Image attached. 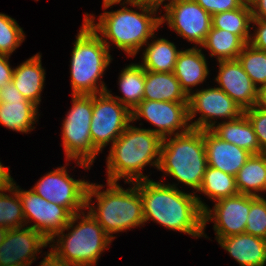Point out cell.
I'll return each instance as SVG.
<instances>
[{"mask_svg":"<svg viewBox=\"0 0 266 266\" xmlns=\"http://www.w3.org/2000/svg\"><path fill=\"white\" fill-rule=\"evenodd\" d=\"M245 3H251L252 2V0H243Z\"/></svg>","mask_w":266,"mask_h":266,"instance_id":"cell-47","label":"cell"},{"mask_svg":"<svg viewBox=\"0 0 266 266\" xmlns=\"http://www.w3.org/2000/svg\"><path fill=\"white\" fill-rule=\"evenodd\" d=\"M252 18L266 20V0H252Z\"/></svg>","mask_w":266,"mask_h":266,"instance_id":"cell-40","label":"cell"},{"mask_svg":"<svg viewBox=\"0 0 266 266\" xmlns=\"http://www.w3.org/2000/svg\"><path fill=\"white\" fill-rule=\"evenodd\" d=\"M141 117L157 127L149 130L162 139L186 133L191 129L188 102L142 100L131 111V122L140 120Z\"/></svg>","mask_w":266,"mask_h":266,"instance_id":"cell-12","label":"cell"},{"mask_svg":"<svg viewBox=\"0 0 266 266\" xmlns=\"http://www.w3.org/2000/svg\"><path fill=\"white\" fill-rule=\"evenodd\" d=\"M24 39L25 33L16 20L0 13V55L10 56Z\"/></svg>","mask_w":266,"mask_h":266,"instance_id":"cell-33","label":"cell"},{"mask_svg":"<svg viewBox=\"0 0 266 266\" xmlns=\"http://www.w3.org/2000/svg\"><path fill=\"white\" fill-rule=\"evenodd\" d=\"M131 123V112L107 92L93 95L90 135L93 146L101 152Z\"/></svg>","mask_w":266,"mask_h":266,"instance_id":"cell-9","label":"cell"},{"mask_svg":"<svg viewBox=\"0 0 266 266\" xmlns=\"http://www.w3.org/2000/svg\"><path fill=\"white\" fill-rule=\"evenodd\" d=\"M139 1H142V2H144L146 4H149V5H152V6H155V7L159 8L161 6V4H163V2L165 0H139ZM171 1H173V0H169V2H171Z\"/></svg>","mask_w":266,"mask_h":266,"instance_id":"cell-45","label":"cell"},{"mask_svg":"<svg viewBox=\"0 0 266 266\" xmlns=\"http://www.w3.org/2000/svg\"><path fill=\"white\" fill-rule=\"evenodd\" d=\"M38 108L27 99H2L0 104V124L13 131L28 133L35 129Z\"/></svg>","mask_w":266,"mask_h":266,"instance_id":"cell-23","label":"cell"},{"mask_svg":"<svg viewBox=\"0 0 266 266\" xmlns=\"http://www.w3.org/2000/svg\"><path fill=\"white\" fill-rule=\"evenodd\" d=\"M129 5L137 7L141 12L124 6L122 9L100 14L98 23H95L94 16L88 13L84 20L101 37L108 50L111 41L128 56L134 57L148 40L154 39V33L162 24L161 17H156L158 7L139 0ZM108 39L110 41H107Z\"/></svg>","mask_w":266,"mask_h":266,"instance_id":"cell-2","label":"cell"},{"mask_svg":"<svg viewBox=\"0 0 266 266\" xmlns=\"http://www.w3.org/2000/svg\"><path fill=\"white\" fill-rule=\"evenodd\" d=\"M220 139L243 148L251 154L263 153L260 149L253 125L245 115L241 114L234 120L218 122L210 129Z\"/></svg>","mask_w":266,"mask_h":266,"instance_id":"cell-22","label":"cell"},{"mask_svg":"<svg viewBox=\"0 0 266 266\" xmlns=\"http://www.w3.org/2000/svg\"><path fill=\"white\" fill-rule=\"evenodd\" d=\"M239 194L266 192V153L252 154L235 176Z\"/></svg>","mask_w":266,"mask_h":266,"instance_id":"cell-25","label":"cell"},{"mask_svg":"<svg viewBox=\"0 0 266 266\" xmlns=\"http://www.w3.org/2000/svg\"><path fill=\"white\" fill-rule=\"evenodd\" d=\"M143 100L188 102V96L181 89L180 82L173 72L145 70Z\"/></svg>","mask_w":266,"mask_h":266,"instance_id":"cell-24","label":"cell"},{"mask_svg":"<svg viewBox=\"0 0 266 266\" xmlns=\"http://www.w3.org/2000/svg\"><path fill=\"white\" fill-rule=\"evenodd\" d=\"M122 0H103V8L107 9L110 6H113L114 4H121V6L124 4H128V3H132L135 2L137 0H124L122 3H120Z\"/></svg>","mask_w":266,"mask_h":266,"instance_id":"cell-44","label":"cell"},{"mask_svg":"<svg viewBox=\"0 0 266 266\" xmlns=\"http://www.w3.org/2000/svg\"><path fill=\"white\" fill-rule=\"evenodd\" d=\"M72 107L63 120L62 144L66 161L77 160V165L90 169L100 153L90 135L93 113V95H72Z\"/></svg>","mask_w":266,"mask_h":266,"instance_id":"cell-8","label":"cell"},{"mask_svg":"<svg viewBox=\"0 0 266 266\" xmlns=\"http://www.w3.org/2000/svg\"><path fill=\"white\" fill-rule=\"evenodd\" d=\"M9 229H6V228H3V227H0V245L3 243L4 239H5V236L7 234Z\"/></svg>","mask_w":266,"mask_h":266,"instance_id":"cell-46","label":"cell"},{"mask_svg":"<svg viewBox=\"0 0 266 266\" xmlns=\"http://www.w3.org/2000/svg\"><path fill=\"white\" fill-rule=\"evenodd\" d=\"M163 139L151 132L128 125L124 132L111 144L107 157V181L125 183L149 179L141 172L146 165L158 169Z\"/></svg>","mask_w":266,"mask_h":266,"instance_id":"cell-3","label":"cell"},{"mask_svg":"<svg viewBox=\"0 0 266 266\" xmlns=\"http://www.w3.org/2000/svg\"><path fill=\"white\" fill-rule=\"evenodd\" d=\"M255 107L266 111V85L257 88Z\"/></svg>","mask_w":266,"mask_h":266,"instance_id":"cell-43","label":"cell"},{"mask_svg":"<svg viewBox=\"0 0 266 266\" xmlns=\"http://www.w3.org/2000/svg\"><path fill=\"white\" fill-rule=\"evenodd\" d=\"M244 113L253 125L261 151L266 153V111L254 106Z\"/></svg>","mask_w":266,"mask_h":266,"instance_id":"cell-35","label":"cell"},{"mask_svg":"<svg viewBox=\"0 0 266 266\" xmlns=\"http://www.w3.org/2000/svg\"><path fill=\"white\" fill-rule=\"evenodd\" d=\"M45 74L41 55L37 53L14 68L12 82L28 101L38 107L44 88Z\"/></svg>","mask_w":266,"mask_h":266,"instance_id":"cell-21","label":"cell"},{"mask_svg":"<svg viewBox=\"0 0 266 266\" xmlns=\"http://www.w3.org/2000/svg\"><path fill=\"white\" fill-rule=\"evenodd\" d=\"M245 233L266 240V199L250 195V211L247 216Z\"/></svg>","mask_w":266,"mask_h":266,"instance_id":"cell-34","label":"cell"},{"mask_svg":"<svg viewBox=\"0 0 266 266\" xmlns=\"http://www.w3.org/2000/svg\"><path fill=\"white\" fill-rule=\"evenodd\" d=\"M177 184H163L150 179L138 181L143 201L144 223L152 219L167 229L197 237H207L203 230V211L208 207L195 193H185Z\"/></svg>","mask_w":266,"mask_h":266,"instance_id":"cell-1","label":"cell"},{"mask_svg":"<svg viewBox=\"0 0 266 266\" xmlns=\"http://www.w3.org/2000/svg\"><path fill=\"white\" fill-rule=\"evenodd\" d=\"M8 55H0V88L12 81L14 68L10 67Z\"/></svg>","mask_w":266,"mask_h":266,"instance_id":"cell-38","label":"cell"},{"mask_svg":"<svg viewBox=\"0 0 266 266\" xmlns=\"http://www.w3.org/2000/svg\"><path fill=\"white\" fill-rule=\"evenodd\" d=\"M66 166L48 172L31 190L40 197L59 206L66 207L72 214L86 210V194L90 182L73 179Z\"/></svg>","mask_w":266,"mask_h":266,"instance_id":"cell-10","label":"cell"},{"mask_svg":"<svg viewBox=\"0 0 266 266\" xmlns=\"http://www.w3.org/2000/svg\"><path fill=\"white\" fill-rule=\"evenodd\" d=\"M250 211V195L237 194L215 202L214 208L203 211V230L207 222L214 223L215 238L245 233Z\"/></svg>","mask_w":266,"mask_h":266,"instance_id":"cell-15","label":"cell"},{"mask_svg":"<svg viewBox=\"0 0 266 266\" xmlns=\"http://www.w3.org/2000/svg\"><path fill=\"white\" fill-rule=\"evenodd\" d=\"M78 219L81 221L78 222ZM75 222L78 223L76 226ZM70 229L72 230L68 234L64 233ZM112 241L89 212L87 215L80 212L73 214L68 225L49 240V247L62 262L69 265L94 266Z\"/></svg>","mask_w":266,"mask_h":266,"instance_id":"cell-5","label":"cell"},{"mask_svg":"<svg viewBox=\"0 0 266 266\" xmlns=\"http://www.w3.org/2000/svg\"><path fill=\"white\" fill-rule=\"evenodd\" d=\"M198 192L205 194L214 202L239 194L235 176L210 166L206 168Z\"/></svg>","mask_w":266,"mask_h":266,"instance_id":"cell-30","label":"cell"},{"mask_svg":"<svg viewBox=\"0 0 266 266\" xmlns=\"http://www.w3.org/2000/svg\"><path fill=\"white\" fill-rule=\"evenodd\" d=\"M244 71L253 84L259 88L266 85V52L247 43L238 55Z\"/></svg>","mask_w":266,"mask_h":266,"instance_id":"cell-31","label":"cell"},{"mask_svg":"<svg viewBox=\"0 0 266 266\" xmlns=\"http://www.w3.org/2000/svg\"><path fill=\"white\" fill-rule=\"evenodd\" d=\"M2 99H26L15 87L13 82L6 83L0 88Z\"/></svg>","mask_w":266,"mask_h":266,"instance_id":"cell-39","label":"cell"},{"mask_svg":"<svg viewBox=\"0 0 266 266\" xmlns=\"http://www.w3.org/2000/svg\"><path fill=\"white\" fill-rule=\"evenodd\" d=\"M219 70L215 80L219 88L229 95L244 111L255 106L257 87L236 60L218 61Z\"/></svg>","mask_w":266,"mask_h":266,"instance_id":"cell-17","label":"cell"},{"mask_svg":"<svg viewBox=\"0 0 266 266\" xmlns=\"http://www.w3.org/2000/svg\"><path fill=\"white\" fill-rule=\"evenodd\" d=\"M39 266H72L62 262L51 250L45 255Z\"/></svg>","mask_w":266,"mask_h":266,"instance_id":"cell-42","label":"cell"},{"mask_svg":"<svg viewBox=\"0 0 266 266\" xmlns=\"http://www.w3.org/2000/svg\"><path fill=\"white\" fill-rule=\"evenodd\" d=\"M207 165L236 176L252 155L247 150L220 139L211 130H203Z\"/></svg>","mask_w":266,"mask_h":266,"instance_id":"cell-18","label":"cell"},{"mask_svg":"<svg viewBox=\"0 0 266 266\" xmlns=\"http://www.w3.org/2000/svg\"><path fill=\"white\" fill-rule=\"evenodd\" d=\"M165 14L161 24L167 21L169 28L188 42L202 45L212 27V16L194 0H173L164 4Z\"/></svg>","mask_w":266,"mask_h":266,"instance_id":"cell-14","label":"cell"},{"mask_svg":"<svg viewBox=\"0 0 266 266\" xmlns=\"http://www.w3.org/2000/svg\"><path fill=\"white\" fill-rule=\"evenodd\" d=\"M251 23L255 24L257 28L255 33L251 34L249 44L256 49L266 52V20L252 18Z\"/></svg>","mask_w":266,"mask_h":266,"instance_id":"cell-37","label":"cell"},{"mask_svg":"<svg viewBox=\"0 0 266 266\" xmlns=\"http://www.w3.org/2000/svg\"><path fill=\"white\" fill-rule=\"evenodd\" d=\"M7 191L13 196L5 194L6 191L0 193V227L6 229L24 227L25 218L19 194L13 186Z\"/></svg>","mask_w":266,"mask_h":266,"instance_id":"cell-32","label":"cell"},{"mask_svg":"<svg viewBox=\"0 0 266 266\" xmlns=\"http://www.w3.org/2000/svg\"><path fill=\"white\" fill-rule=\"evenodd\" d=\"M118 80L123 97L113 96L108 89L106 92L131 112L144 97L145 69L138 63L129 64L121 70Z\"/></svg>","mask_w":266,"mask_h":266,"instance_id":"cell-26","label":"cell"},{"mask_svg":"<svg viewBox=\"0 0 266 266\" xmlns=\"http://www.w3.org/2000/svg\"><path fill=\"white\" fill-rule=\"evenodd\" d=\"M105 191L103 185L89 183L86 194V209L114 240V233L126 231L144 225L143 201L138 190V181L131 188L124 189L117 182H108ZM95 196L97 207L92 202ZM96 209H95V208Z\"/></svg>","mask_w":266,"mask_h":266,"instance_id":"cell-4","label":"cell"},{"mask_svg":"<svg viewBox=\"0 0 266 266\" xmlns=\"http://www.w3.org/2000/svg\"><path fill=\"white\" fill-rule=\"evenodd\" d=\"M12 186L21 200L25 226L34 220V224L27 227L37 230L48 241L70 222L73 214L66 207L47 201L31 189L24 191L15 181Z\"/></svg>","mask_w":266,"mask_h":266,"instance_id":"cell-13","label":"cell"},{"mask_svg":"<svg viewBox=\"0 0 266 266\" xmlns=\"http://www.w3.org/2000/svg\"><path fill=\"white\" fill-rule=\"evenodd\" d=\"M200 117L192 122L191 128L210 130L216 125L213 119L234 120L244 113L242 108L219 87L201 89L188 96V117L191 121L196 114Z\"/></svg>","mask_w":266,"mask_h":266,"instance_id":"cell-11","label":"cell"},{"mask_svg":"<svg viewBox=\"0 0 266 266\" xmlns=\"http://www.w3.org/2000/svg\"><path fill=\"white\" fill-rule=\"evenodd\" d=\"M211 16L214 14L240 8L243 0H194Z\"/></svg>","mask_w":266,"mask_h":266,"instance_id":"cell-36","label":"cell"},{"mask_svg":"<svg viewBox=\"0 0 266 266\" xmlns=\"http://www.w3.org/2000/svg\"><path fill=\"white\" fill-rule=\"evenodd\" d=\"M215 239L240 266H265V239L247 233Z\"/></svg>","mask_w":266,"mask_h":266,"instance_id":"cell-19","label":"cell"},{"mask_svg":"<svg viewBox=\"0 0 266 266\" xmlns=\"http://www.w3.org/2000/svg\"><path fill=\"white\" fill-rule=\"evenodd\" d=\"M207 166L203 130L191 128L163 139L158 170L165 175L198 192Z\"/></svg>","mask_w":266,"mask_h":266,"instance_id":"cell-7","label":"cell"},{"mask_svg":"<svg viewBox=\"0 0 266 266\" xmlns=\"http://www.w3.org/2000/svg\"><path fill=\"white\" fill-rule=\"evenodd\" d=\"M147 43L145 44L147 48L143 52V62L140 65L146 71L174 72L180 52L174 43L165 38H157Z\"/></svg>","mask_w":266,"mask_h":266,"instance_id":"cell-27","label":"cell"},{"mask_svg":"<svg viewBox=\"0 0 266 266\" xmlns=\"http://www.w3.org/2000/svg\"><path fill=\"white\" fill-rule=\"evenodd\" d=\"M49 241L31 227L9 229L0 245V266H30Z\"/></svg>","mask_w":266,"mask_h":266,"instance_id":"cell-16","label":"cell"},{"mask_svg":"<svg viewBox=\"0 0 266 266\" xmlns=\"http://www.w3.org/2000/svg\"><path fill=\"white\" fill-rule=\"evenodd\" d=\"M8 167H4L0 162V193L7 191L13 183V178L10 175Z\"/></svg>","mask_w":266,"mask_h":266,"instance_id":"cell-41","label":"cell"},{"mask_svg":"<svg viewBox=\"0 0 266 266\" xmlns=\"http://www.w3.org/2000/svg\"><path fill=\"white\" fill-rule=\"evenodd\" d=\"M246 44L239 35L211 27L201 48L208 49L218 61L236 60Z\"/></svg>","mask_w":266,"mask_h":266,"instance_id":"cell-28","label":"cell"},{"mask_svg":"<svg viewBox=\"0 0 266 266\" xmlns=\"http://www.w3.org/2000/svg\"><path fill=\"white\" fill-rule=\"evenodd\" d=\"M2 103L1 91H0V104Z\"/></svg>","mask_w":266,"mask_h":266,"instance_id":"cell-48","label":"cell"},{"mask_svg":"<svg viewBox=\"0 0 266 266\" xmlns=\"http://www.w3.org/2000/svg\"><path fill=\"white\" fill-rule=\"evenodd\" d=\"M251 20V5L244 3L240 8L214 14L212 16V27L239 35L246 43H249Z\"/></svg>","mask_w":266,"mask_h":266,"instance_id":"cell-29","label":"cell"},{"mask_svg":"<svg viewBox=\"0 0 266 266\" xmlns=\"http://www.w3.org/2000/svg\"><path fill=\"white\" fill-rule=\"evenodd\" d=\"M109 52L101 37L83 20L71 52L72 95L106 92L107 86L99 79L103 77L104 71L112 61Z\"/></svg>","mask_w":266,"mask_h":266,"instance_id":"cell-6","label":"cell"},{"mask_svg":"<svg viewBox=\"0 0 266 266\" xmlns=\"http://www.w3.org/2000/svg\"><path fill=\"white\" fill-rule=\"evenodd\" d=\"M196 47L179 52L173 72L187 96L193 92L191 88L203 83L209 75L207 60L201 51L202 48Z\"/></svg>","mask_w":266,"mask_h":266,"instance_id":"cell-20","label":"cell"}]
</instances>
